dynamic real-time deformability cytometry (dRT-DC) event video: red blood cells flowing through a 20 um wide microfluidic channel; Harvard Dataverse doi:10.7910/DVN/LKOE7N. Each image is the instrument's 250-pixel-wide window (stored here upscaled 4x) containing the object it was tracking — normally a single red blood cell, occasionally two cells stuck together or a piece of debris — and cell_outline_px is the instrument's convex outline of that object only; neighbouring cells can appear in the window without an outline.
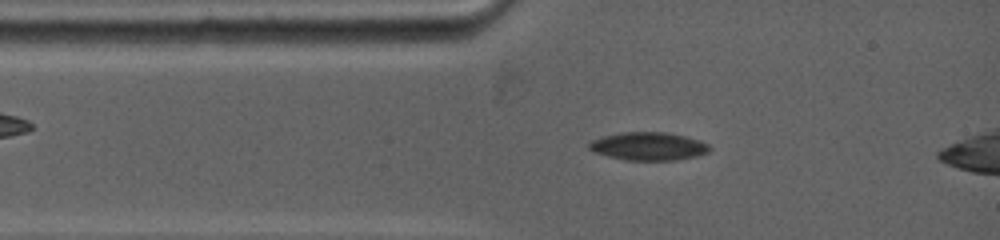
{"species": "common noctule bat (a hibernating species)", "species_latin": "Nyctalus noctula", "temperature_condition": "warm", "stored_images_in_passage": 11, "camera_frame_rate_fps": 5000, "um_per_image_px": 0.085, "animal": {"sex": "female", "body_mass_g": 19.0, "forearm_length_mm": 53.3}, "frame": {"image": 1, "passage_image": 5, "time_ms": 1.8, "image_size_px": [1000, 240], "cell_outline_px": [[712, 148], [708, 152], [696, 156], [676, 160], [628, 160], [608, 156], [592, 152], [588, 148], [588, 144], [592, 140], [604, 136], [624, 132], [664, 132], [684, 136], [708, 144]], "centroid_in_image_um": [55.09, 12.44], "position_along_channel_um": 29.9, "area_um2": 19.54}}
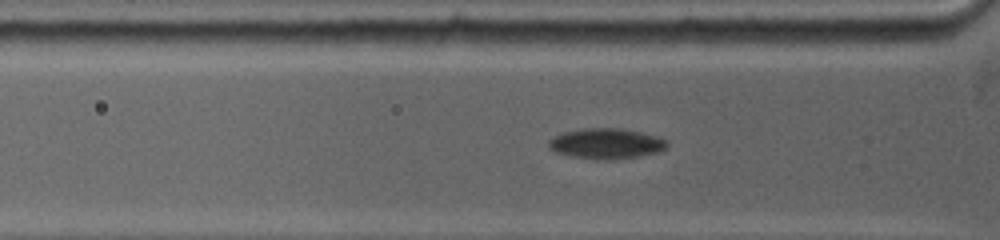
{"frame": {"image": 2, "passage_image": 8, "time_ms": 3.2, "image_size_px": [1000, 240], "cell_outline_px": [[668, 144], [664, 148], [656, 152], [640, 156], [596, 160], [572, 156], [556, 152], [548, 148], [548, 140], [564, 132], [584, 128], [616, 128], [640, 132], [656, 136], [668, 140]], "centroid_in_image_um": [51.5, 12.2], "position_along_channel_um": 74.3, "area_um2": 20.69}}
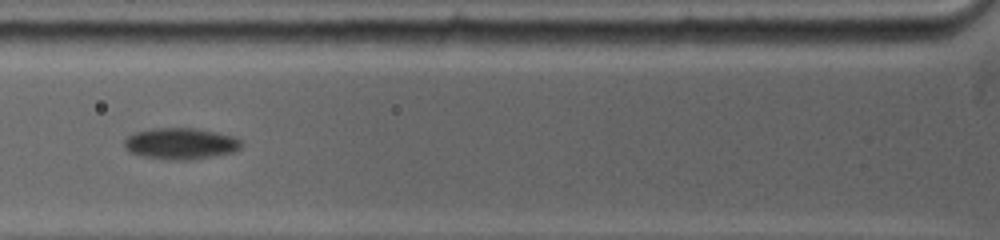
{"frame": {"image": 3, "passage_image": 10, "time_ms": 4.2, "image_size_px": [1000, 240], "cell_outline_px": [[240, 148], [236, 152], [188, 160], [164, 160], [140, 156], [128, 152], [124, 144], [124, 140], [128, 136], [136, 132], [160, 128], [192, 128], [232, 136], [240, 140]], "centroid_in_image_um": [15.31, 12.23], "position_along_channel_um": 110.5, "area_um2": 21.21}}